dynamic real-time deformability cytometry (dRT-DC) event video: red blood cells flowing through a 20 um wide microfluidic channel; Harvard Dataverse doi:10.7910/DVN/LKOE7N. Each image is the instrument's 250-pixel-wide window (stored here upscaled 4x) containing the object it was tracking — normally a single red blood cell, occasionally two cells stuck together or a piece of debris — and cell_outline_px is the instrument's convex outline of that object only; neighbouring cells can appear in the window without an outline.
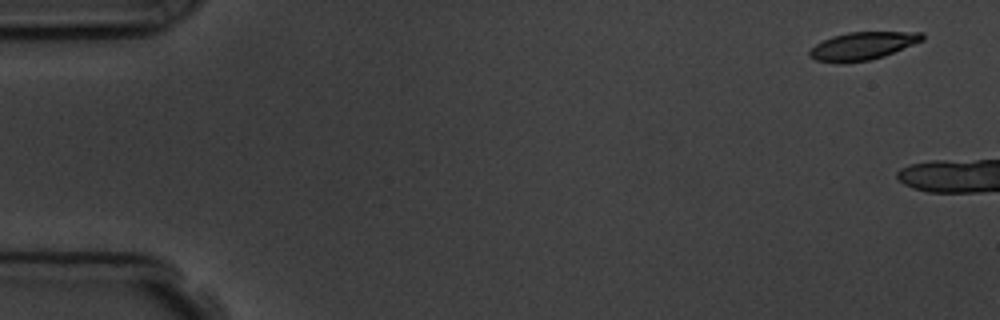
{"species": "common noctule bat (a hibernating species)", "species_latin": "Nyctalus noctula", "temperature_condition": "room temperature", "stored_images_in_passage": 3, "camera_frame_rate_fps": 3000, "um_per_image_px": 0.085, "animal": {"sex": "male", "body_mass_g": 19.5, "forearm_length_mm": 54.6}, "frame": {"image": 1, "passage_image": 1, "time_ms": 0.0, "image_size_px": [1000, 320], "cell_outline_px": [[924, 40], [884, 56], [868, 60], [840, 64], [816, 60], [808, 56], [808, 52], [816, 44], [832, 36], [848, 32], [924, 32]], "centroid_in_image_um": [73.31, 3.91], "position_along_channel_um": 11.7, "area_um2": 18.32}}